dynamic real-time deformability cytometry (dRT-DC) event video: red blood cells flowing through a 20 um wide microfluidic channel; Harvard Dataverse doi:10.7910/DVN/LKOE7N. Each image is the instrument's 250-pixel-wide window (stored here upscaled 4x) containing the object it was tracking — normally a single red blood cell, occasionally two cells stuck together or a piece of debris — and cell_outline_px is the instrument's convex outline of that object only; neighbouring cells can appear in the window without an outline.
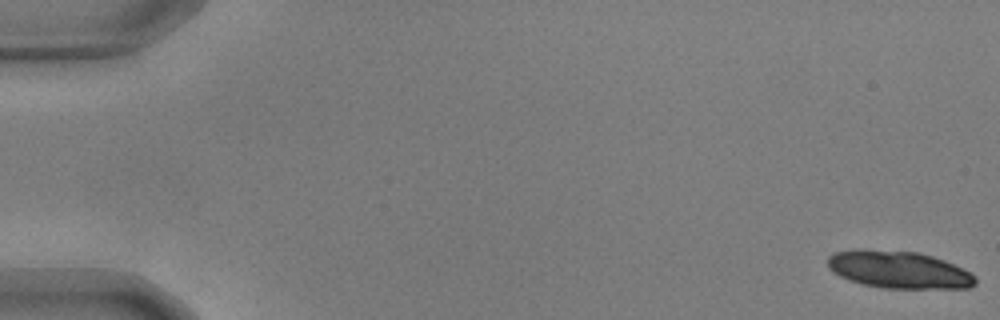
{"species": "common noctule bat (a hibernating species)", "species_latin": "Nyctalus noctula", "temperature_condition": "warm", "stored_images_in_passage": 8, "camera_frame_rate_fps": 3000, "um_per_image_px": 0.085, "animal": {"sex": "male", "body_mass_g": 17.9, "forearm_length_mm": 54.2}, "frame": {"image": 1, "passage_image": 1, "time_ms": 0.0, "image_size_px": [1000, 320], "cell_outline_px": [[976, 284], [968, 288], [880, 288], [848, 280], [832, 272], [828, 268], [828, 256], [832, 252], [860, 248], [920, 252], [944, 260], [968, 272], [976, 280]], "centroid_in_image_um": [76.31, 22.91], "position_along_channel_um": 8.7, "area_um2": 32.25}}